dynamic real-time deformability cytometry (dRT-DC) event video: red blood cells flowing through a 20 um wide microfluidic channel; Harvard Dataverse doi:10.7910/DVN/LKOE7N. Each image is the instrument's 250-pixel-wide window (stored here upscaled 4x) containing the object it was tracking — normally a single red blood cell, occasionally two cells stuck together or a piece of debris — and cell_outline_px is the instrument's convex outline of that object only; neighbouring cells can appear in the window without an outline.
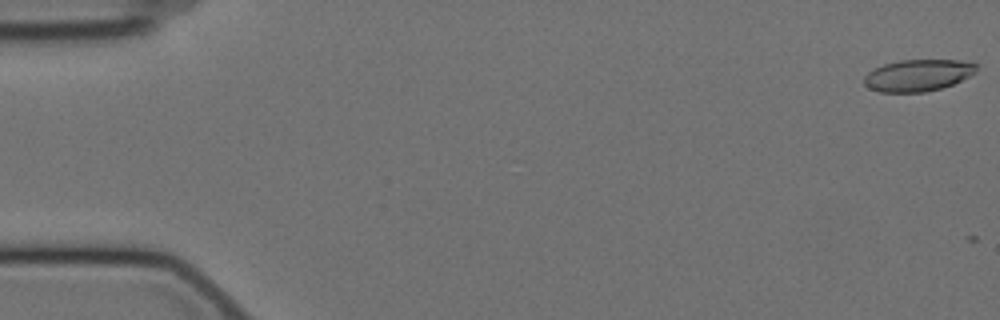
{"species": "Egyptian fruit bat (a non-hibernating species)", "species_latin": "Rousettus aegyptiacus", "temperature_condition": "cold", "stored_images_in_passage": 2, "camera_frame_rate_fps": 3000, "um_per_image_px": 0.085, "animal": {"sex": "female"}, "frame": {"image": 1, "passage_image": 1, "time_ms": 0.0, "image_size_px": [1000, 320], "cell_outline_px": [[976, 72], [952, 84], [940, 88], [924, 92], [880, 92], [868, 88], [864, 84], [864, 76], [868, 72], [884, 64], [900, 60], [960, 60], [976, 64]], "centroid_in_image_um": [77.99, 6.4], "position_along_channel_um": 7.0, "area_um2": 20.58}}